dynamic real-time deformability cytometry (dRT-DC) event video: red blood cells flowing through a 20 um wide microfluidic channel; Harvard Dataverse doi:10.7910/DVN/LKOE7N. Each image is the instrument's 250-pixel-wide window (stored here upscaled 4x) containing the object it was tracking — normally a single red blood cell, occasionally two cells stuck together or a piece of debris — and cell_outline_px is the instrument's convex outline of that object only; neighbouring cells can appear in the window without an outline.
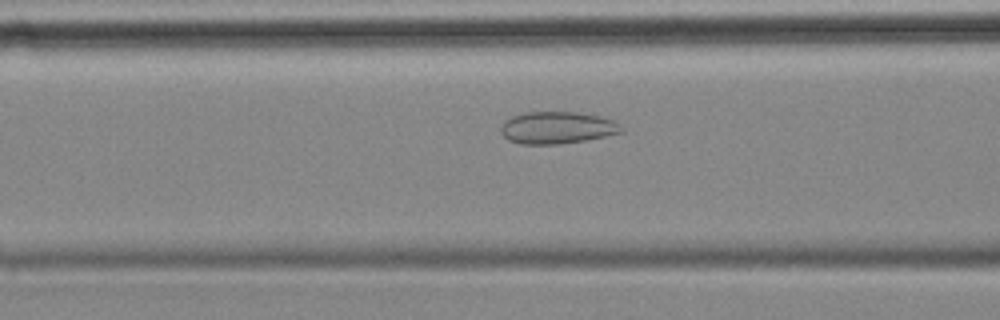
{"species": "common noctule bat (a hibernating species)", "species_latin": "Nyctalus noctula", "temperature_condition": "cold", "stored_images_in_passage": 57, "camera_frame_rate_fps": 3000, "um_per_image_px": 0.085, "animal": {"sex": "female", "body_mass_g": 18.4}, "frame": {"image": 1, "passage_image": 22, "time_ms": 7.0, "image_size_px": [1000, 320], "cell_outline_px": [[624, 132], [584, 140], [556, 144], [520, 144], [508, 140], [500, 132], [500, 128], [504, 120], [512, 116], [528, 112], [576, 112], [600, 116], [612, 120], [620, 124]], "centroid_in_image_um": [47.33, 10.85], "position_along_channel_um": 119.3, "area_um2": 22.48}}
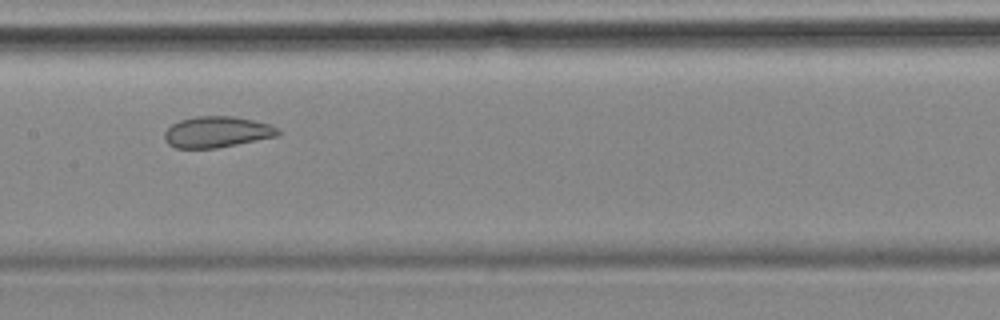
{"frame": {"image": 2, "passage_image": 28, "time_ms": 9.0, "image_size_px": [1000, 320], "cell_outline_px": [[280, 132], [276, 136], [216, 148], [176, 148], [168, 144], [164, 140], [164, 132], [172, 124], [180, 120], [196, 116], [232, 116], [252, 120], [268, 124], [280, 128]], "centroid_in_image_um": [18.4, 11.21], "position_along_channel_um": 189.0, "area_um2": 20.4}}
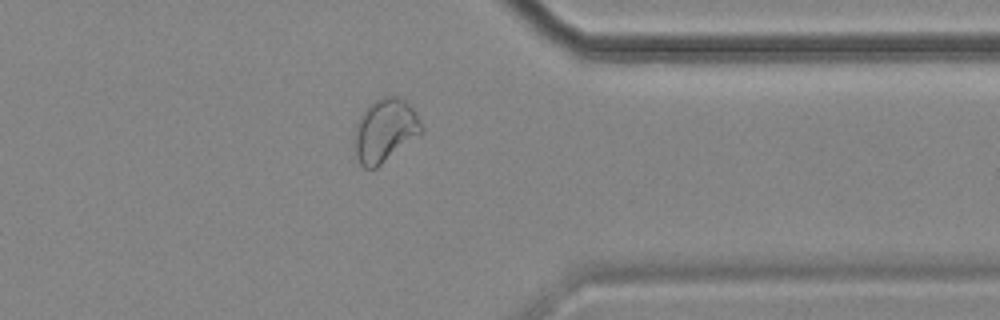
{"frame": {"image": 3, "passage_image": 45, "time_ms": 14.667, "image_size_px": [1000, 320], "cell_outline_px": [[424, 132], [376, 168], [364, 168], [360, 164], [356, 156], [356, 124], [364, 108], [368, 104], [384, 96], [396, 96], [404, 100], [416, 112], [424, 128]], "centroid_in_image_um": [32.75, 11.07], "position_along_channel_um": 378.6, "area_um2": 24.57}, "authors_computed_cell_mechanics": {"area_um2": 25.7788, "velocity_mm_per_s": 3.4964, "shape_relaxation_time_tau1_ms": null, "shape_relaxation_time_tau2_ms": 1.4208, "deformation_change_tau1": null, "deformation_change_tau2": 0.0733}}